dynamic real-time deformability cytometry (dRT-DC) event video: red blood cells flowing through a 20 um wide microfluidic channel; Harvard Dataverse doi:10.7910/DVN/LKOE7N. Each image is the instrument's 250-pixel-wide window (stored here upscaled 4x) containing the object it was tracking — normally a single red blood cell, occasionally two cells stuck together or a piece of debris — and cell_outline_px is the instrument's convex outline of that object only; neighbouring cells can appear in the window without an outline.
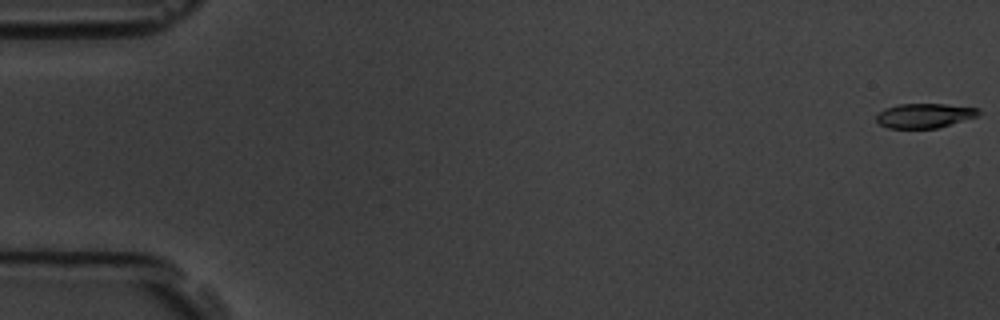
{"species": "common noctule bat (a hibernating species)", "species_latin": "Nyctalus noctula", "temperature_condition": "room temperature", "stored_images_in_passage": 9, "camera_frame_rate_fps": 3000, "um_per_image_px": 0.085, "animal": {"sex": "male", "body_mass_g": 19.5, "forearm_length_mm": 54.6}, "frame": {"image": 1, "passage_image": 1, "time_ms": 0.0, "image_size_px": [1000, 320], "cell_outline_px": [[980, 112], [976, 116], [936, 128], [888, 128], [880, 124], [876, 120], [876, 116], [884, 108], [900, 104], [944, 104], [980, 108]], "centroid_in_image_um": [78.55, 9.82], "position_along_channel_um": 6.4, "area_um2": 14.39}}
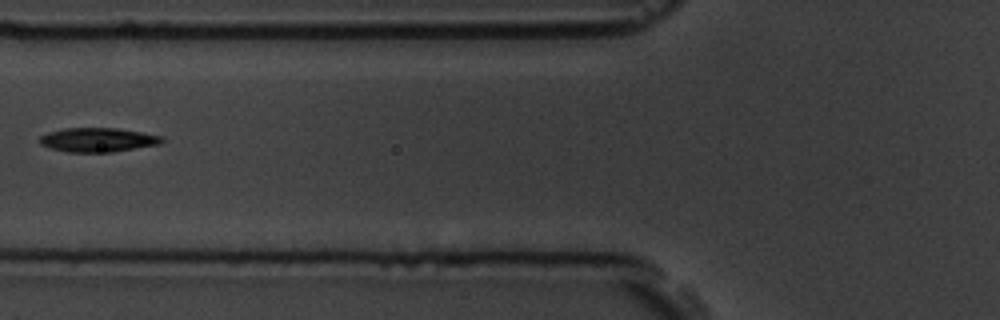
{"frame": {"image": 2, "passage_image": 7, "time_ms": 7.0, "image_size_px": [1000, 320], "cell_outline_px": [[164, 140], [160, 144], [112, 152], [68, 152], [52, 148], [40, 144], [40, 136], [48, 132], [64, 128], [116, 128], [164, 136]], "centroid_in_image_um": [8.33, 11.88], "position_along_channel_um": 117.5, "area_um2": 17.11}}
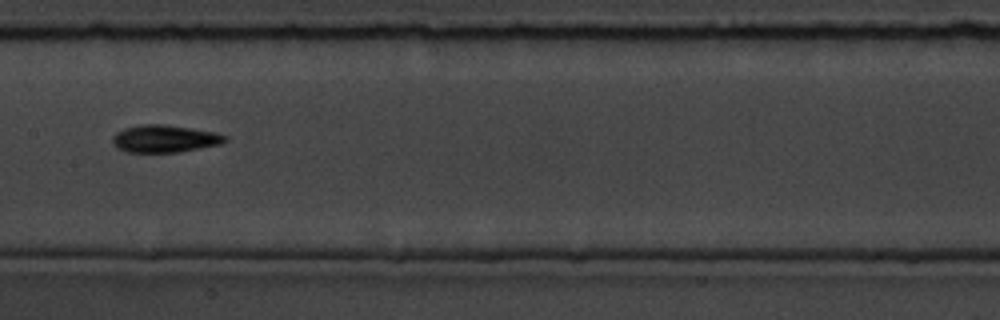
{"frame": {"image": 3, "passage_image": 9, "time_ms": 9.0, "image_size_px": [1000, 320], "cell_outline_px": [[228, 140], [220, 144], [180, 152], [128, 152], [116, 148], [112, 144], [112, 136], [116, 132], [124, 128], [140, 124], [164, 124], [192, 128], [216, 132], [228, 136]], "centroid_in_image_um": [13.99, 11.78], "position_along_channel_um": 193.4, "area_um2": 18.21}}